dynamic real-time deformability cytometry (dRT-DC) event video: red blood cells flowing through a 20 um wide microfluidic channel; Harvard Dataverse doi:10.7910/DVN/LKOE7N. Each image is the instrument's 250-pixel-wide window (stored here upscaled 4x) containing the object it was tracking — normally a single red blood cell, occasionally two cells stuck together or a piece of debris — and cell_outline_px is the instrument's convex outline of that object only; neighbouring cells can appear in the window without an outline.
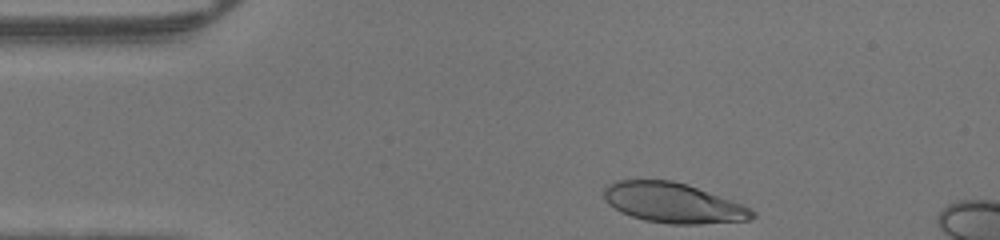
{"species": "human", "species_latin": "Homo sapiens", "temperature_condition": "warm", "stored_images_in_passage": 30, "camera_frame_rate_fps": 3000, "um_per_image_px": 0.085, "donor": {"sex": "male"}, "frame": {"image": 1, "passage_image": 1, "time_ms": 0.0, "image_size_px": [1000, 240], "cell_outline_px": [[756, 216], [748, 220], [700, 224], [668, 224], [644, 220], [620, 212], [608, 204], [604, 200], [604, 188], [608, 184], [616, 180], [672, 180], [688, 184], [744, 204], [752, 208], [756, 212]], "centroid_in_image_um": [57.24, 17.24], "position_along_channel_um": 27.8, "area_um2": 34.97}}
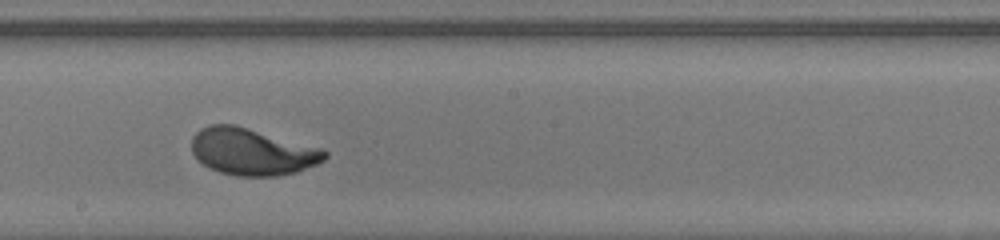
{"frame": {"image": 2, "passage_image": 19, "time_ms": 6.0, "image_size_px": [1000, 240], "cell_outline_px": [[328, 156], [324, 160], [316, 164], [296, 172], [280, 176], [236, 176], [220, 172], [208, 168], [192, 152], [192, 136], [200, 128], [208, 124], [236, 124], [324, 148], [328, 152]], "centroid_in_image_um": [21.46, 12.88], "position_along_channel_um": 226.7, "area_um2": 36.82}}
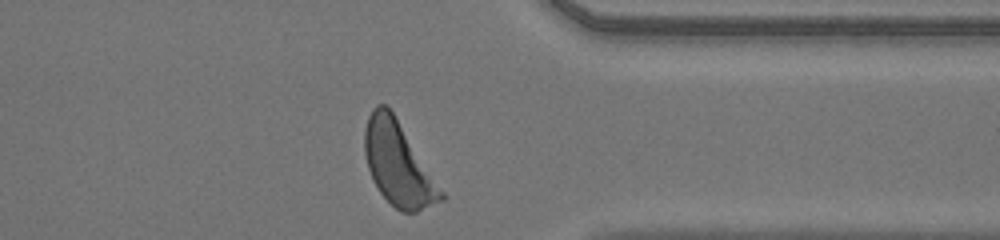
{"frame": {"image": 3, "passage_image": 30, "time_ms": 9.667, "image_size_px": [1000, 240], "cell_outline_px": [[448, 196], [444, 200], [416, 212], [400, 212], [380, 192], [372, 180], [368, 168], [364, 152], [364, 128], [368, 116], [372, 108], [376, 104], [384, 104], [392, 112]], "centroid_in_image_um": [33.86, 13.95], "position_along_channel_um": 377.5, "area_um2": 37.11}}